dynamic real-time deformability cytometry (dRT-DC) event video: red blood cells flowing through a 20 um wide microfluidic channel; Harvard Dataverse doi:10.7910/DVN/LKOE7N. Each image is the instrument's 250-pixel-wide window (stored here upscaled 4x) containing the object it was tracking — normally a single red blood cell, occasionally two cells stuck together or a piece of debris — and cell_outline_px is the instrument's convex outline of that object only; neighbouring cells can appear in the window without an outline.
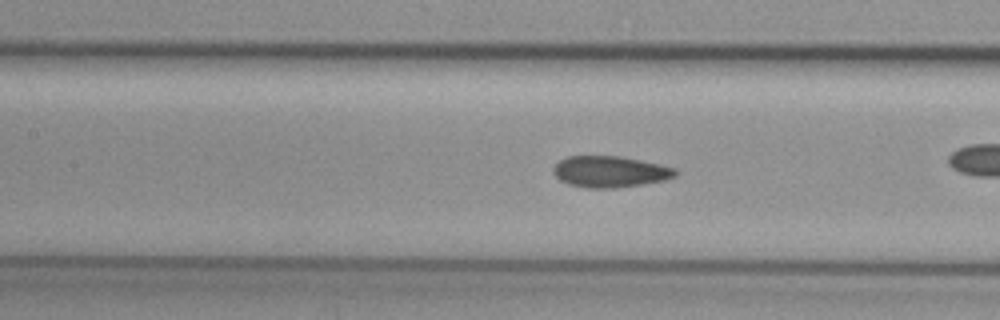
{"species": "common noctule bat (a hibernating species)", "species_latin": "Nyctalus noctula", "temperature_condition": "cold", "stored_images_in_passage": 42, "camera_frame_rate_fps": 3000, "um_per_image_px": 0.085, "animal": {"sex": "female", "body_mass_g": 29.2, "forearm_length_mm": 56.3}, "frame": {"image": 1, "passage_image": 24, "time_ms": 7.667, "image_size_px": [1000, 320], "cell_outline_px": [[680, 172], [676, 176], [664, 180], [640, 184], [612, 188], [588, 188], [568, 184], [560, 180], [552, 172], [552, 168], [560, 160], [568, 156], [620, 156], [640, 160], [676, 168]], "centroid_in_image_um": [51.84, 14.59], "position_along_channel_um": 155.6, "area_um2": 22.2}}